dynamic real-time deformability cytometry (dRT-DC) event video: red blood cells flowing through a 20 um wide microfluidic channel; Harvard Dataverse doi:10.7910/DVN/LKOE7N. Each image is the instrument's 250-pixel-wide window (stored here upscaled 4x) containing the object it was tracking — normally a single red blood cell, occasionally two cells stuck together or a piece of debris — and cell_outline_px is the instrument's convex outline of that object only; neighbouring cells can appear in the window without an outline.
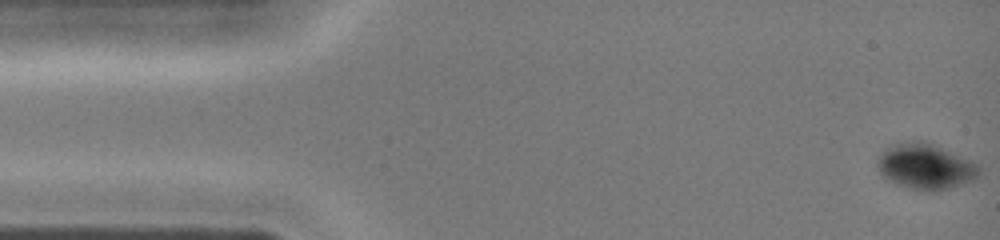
{"species": "common noctule bat (a hibernating species)", "species_latin": "Nyctalus noctula", "temperature_condition": "cold", "stored_images_in_passage": 41, "camera_frame_rate_fps": 3000, "um_per_image_px": 0.085, "animal": {"sex": "female", "body_mass_g": 19.0, "forearm_length_mm": 51.5}, "frame": {"image": 1, "passage_image": 1, "time_ms": 0.0, "image_size_px": [1000, 240], "cell_outline_px": [[980, 172], [972, 180], [948, 188], [932, 192], [908, 188], [896, 184], [888, 180], [880, 172], [876, 164], [876, 160], [892, 144], [912, 140], [924, 140], [968, 160], [976, 164], [980, 168]], "centroid_in_image_um": [78.62, 14.15], "position_along_channel_um": 6.4, "area_um2": 26.59}}
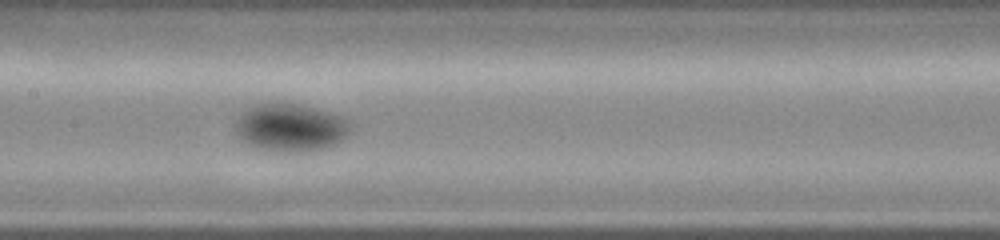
{"frame": {"image": 2, "passage_image": 20, "time_ms": 6.333, "image_size_px": [1000, 240], "cell_outline_px": [[352, 128], [336, 144], [320, 148], [260, 148], [248, 144], [236, 132], [232, 124], [236, 116], [248, 108], [256, 104], [300, 104], [340, 116], [348, 120], [352, 124]], "centroid_in_image_um": [24.64, 10.77], "position_along_channel_um": 182.8, "area_um2": 30.58}}
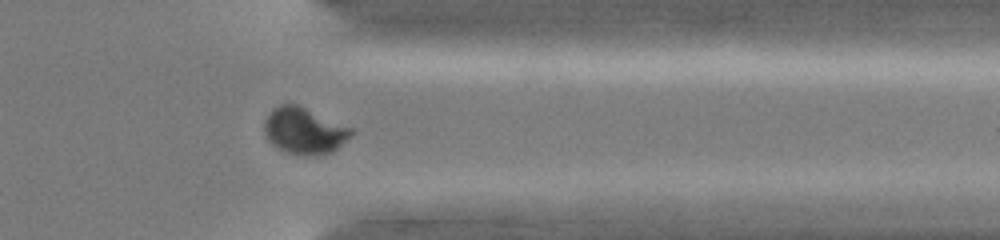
{"frame": {"image": 3, "passage_image": 33, "time_ms": 10.667, "image_size_px": [1000, 240], "cell_outline_px": [[356, 132], [352, 136], [332, 152], [312, 156], [284, 152], [276, 148], [268, 140], [264, 132], [264, 120], [272, 108], [280, 104], [296, 104], [356, 128]], "centroid_in_image_um": [25.89, 11.11], "position_along_channel_um": 385.5, "area_um2": 23.99}}